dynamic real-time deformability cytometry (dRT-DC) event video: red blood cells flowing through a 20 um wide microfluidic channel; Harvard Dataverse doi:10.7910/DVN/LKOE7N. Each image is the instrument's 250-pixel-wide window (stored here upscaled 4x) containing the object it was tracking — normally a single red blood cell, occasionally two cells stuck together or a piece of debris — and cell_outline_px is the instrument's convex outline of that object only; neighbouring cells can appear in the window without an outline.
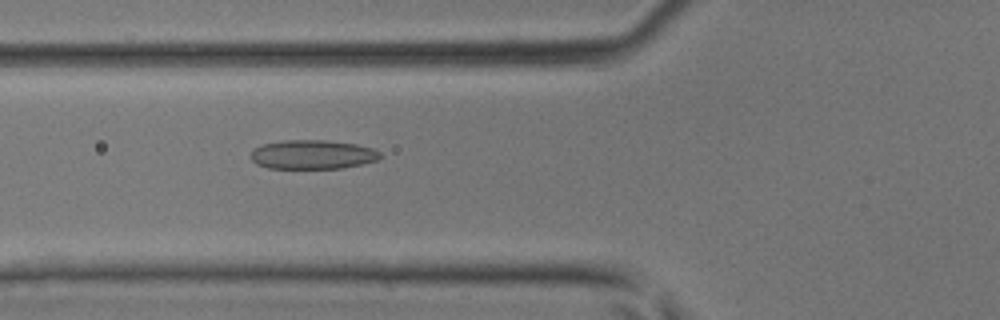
{"species": "common noctule bat (a hibernating species)", "species_latin": "Nyctalus noctula", "temperature_condition": "room temperature", "stored_images_in_passage": 41, "camera_frame_rate_fps": 3000, "um_per_image_px": 0.085, "animal": {"sex": "male", "body_mass_g": 17.9, "forearm_length_mm": 54.2}, "frame": {"image": 1, "passage_image": 14, "time_ms": 4.333, "image_size_px": [1000, 320], "cell_outline_px": [[380, 156], [376, 160], [364, 164], [340, 168], [268, 168], [256, 164], [252, 160], [252, 148], [260, 144], [280, 140], [324, 140], [356, 144], [376, 148], [380, 152]], "centroid_in_image_um": [26.55, 13.12], "position_along_channel_um": 99.2, "area_um2": 22.14}}
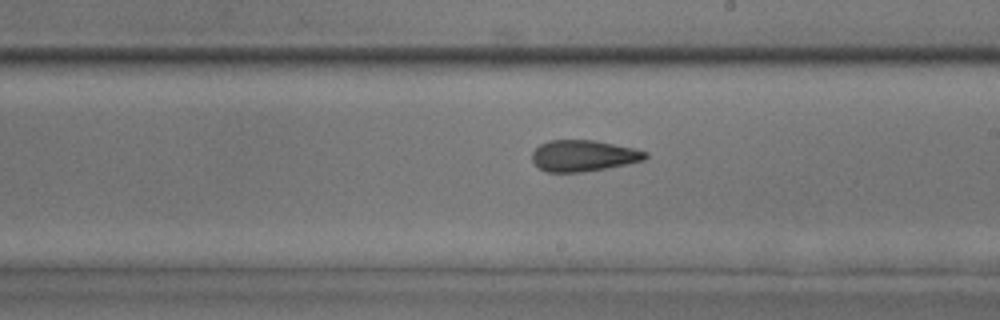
{"frame": {"image": 2, "passage_image": 23, "time_ms": 7.333, "image_size_px": [1000, 320], "cell_outline_px": [[648, 156], [644, 160], [628, 164], [580, 172], [548, 172], [540, 168], [532, 160], [532, 152], [540, 144], [548, 140], [596, 140], [636, 148], [648, 152]], "centroid_in_image_um": [49.62, 13.22], "position_along_channel_um": 239.4, "area_um2": 20.69}}
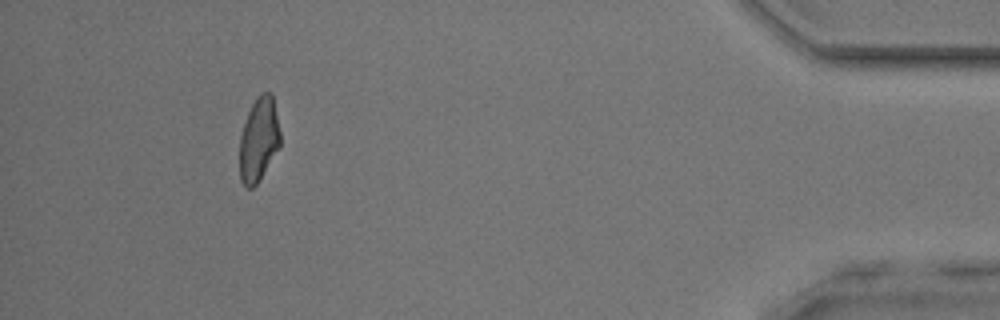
{"frame": {"image": 3, "passage_image": 38, "time_ms": 12.333, "image_size_px": [1000, 320], "cell_outline_px": [[280, 148], [256, 184], [252, 188], [248, 188], [240, 180], [240, 136], [248, 112], [252, 104], [260, 92], [272, 92], [280, 132]], "centroid_in_image_um": [22.01, 11.84], "position_along_channel_um": 413.2, "area_um2": 19.83}}